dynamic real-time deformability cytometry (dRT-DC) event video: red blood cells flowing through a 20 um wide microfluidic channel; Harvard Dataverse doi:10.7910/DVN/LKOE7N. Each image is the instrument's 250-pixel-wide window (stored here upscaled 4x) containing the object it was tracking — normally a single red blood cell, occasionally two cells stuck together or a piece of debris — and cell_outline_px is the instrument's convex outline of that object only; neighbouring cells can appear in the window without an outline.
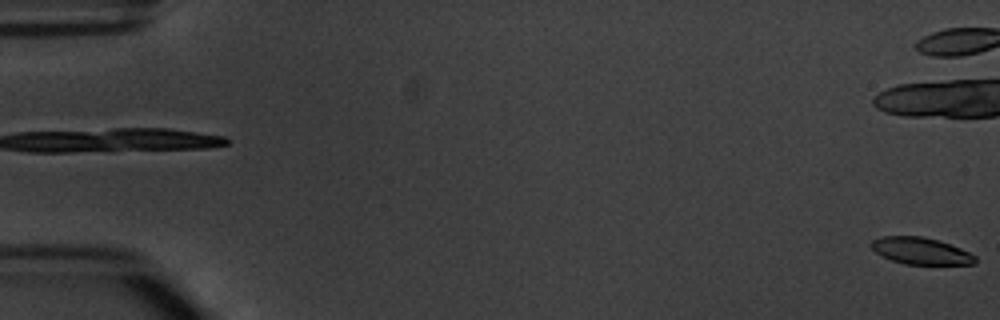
{"species": "common noctule bat (a hibernating species)", "species_latin": "Nyctalus noctula", "temperature_condition": "warm", "stored_images_in_passage": 2, "segment_of_instrument_passage": [2, 2], "camera_frame_rate_fps": 3000, "um_per_image_px": 0.085, "animal": {"sex": "male", "body_mass_g": 20.1, "forearm_length_mm": 53.5}, "frame": {"image": 1, "passage_image": 2, "time_ms": 1.333, "image_size_px": [1000, 320], "cell_outline_px": [[976, 264], [904, 264], [892, 260], [876, 252], [868, 244], [872, 240], [880, 236], [920, 236], [940, 240], [960, 248], [976, 256]], "centroid_in_image_um": [78.26, 21.32], "position_along_channel_um": 6.7, "area_um2": 16.24}}